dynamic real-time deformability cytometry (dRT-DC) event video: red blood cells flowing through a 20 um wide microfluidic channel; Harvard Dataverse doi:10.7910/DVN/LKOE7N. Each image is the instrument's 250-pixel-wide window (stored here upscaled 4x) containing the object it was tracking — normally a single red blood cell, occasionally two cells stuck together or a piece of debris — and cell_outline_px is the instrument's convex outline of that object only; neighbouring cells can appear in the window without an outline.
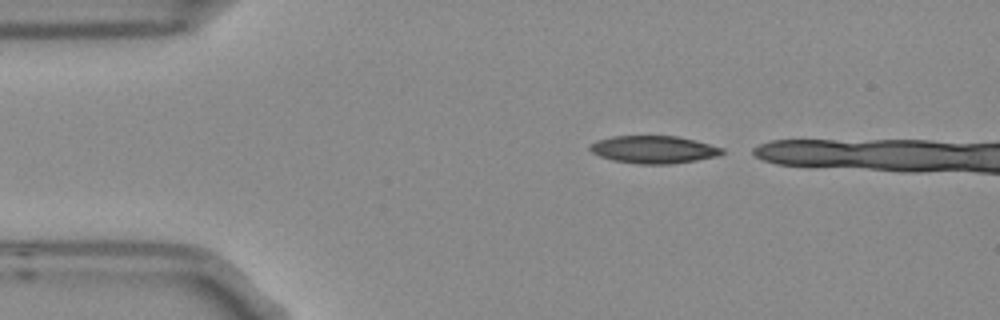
{"species": "Egyptian fruit bat (a non-hibernating species)", "species_latin": "Rousettus aegyptiacus", "temperature_condition": "room temperature", "stored_images_in_passage": 5, "camera_frame_rate_fps": 3000, "um_per_image_px": 0.085, "frame": {"image": 1, "passage_image": 1, "time_ms": 0.0, "image_size_px": [1000, 320], "cell_outline_px": [[724, 152], [720, 156], [672, 164], [640, 164], [612, 160], [600, 156], [592, 152], [588, 148], [596, 140], [612, 136], [676, 136], [724, 148]], "centroid_in_image_um": [55.56, 12.71], "position_along_channel_um": 29.4, "area_um2": 21.15}}